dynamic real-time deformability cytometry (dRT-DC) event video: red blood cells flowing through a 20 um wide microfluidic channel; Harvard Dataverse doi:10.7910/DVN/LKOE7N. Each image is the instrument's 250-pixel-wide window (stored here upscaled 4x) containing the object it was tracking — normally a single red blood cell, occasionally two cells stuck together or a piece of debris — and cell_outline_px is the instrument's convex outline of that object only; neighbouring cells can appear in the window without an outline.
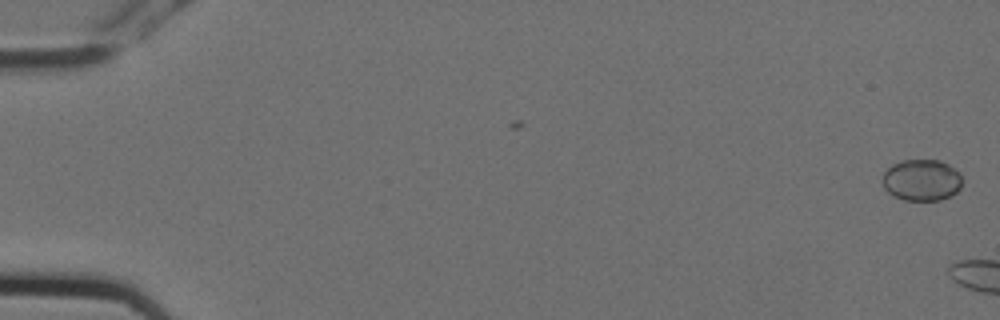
{"species": "Egyptian fruit bat (a non-hibernating species)", "species_latin": "Rousettus aegyptiacus", "temperature_condition": "cold", "stored_images_in_passage": 2, "camera_frame_rate_fps": 3000, "um_per_image_px": 0.085, "animal": {"sex": "female"}, "frame": {"image": 1, "passage_image": 2, "time_ms": 0.333, "image_size_px": [1000, 320], "cell_outline_px": [[960, 188], [956, 192], [940, 200], [904, 200], [888, 192], [884, 188], [884, 172], [892, 164], [904, 160], [940, 160], [948, 164], [960, 172]], "centroid_in_image_um": [78.35, 15.29], "position_along_channel_um": 6.7, "area_um2": 19.02}}